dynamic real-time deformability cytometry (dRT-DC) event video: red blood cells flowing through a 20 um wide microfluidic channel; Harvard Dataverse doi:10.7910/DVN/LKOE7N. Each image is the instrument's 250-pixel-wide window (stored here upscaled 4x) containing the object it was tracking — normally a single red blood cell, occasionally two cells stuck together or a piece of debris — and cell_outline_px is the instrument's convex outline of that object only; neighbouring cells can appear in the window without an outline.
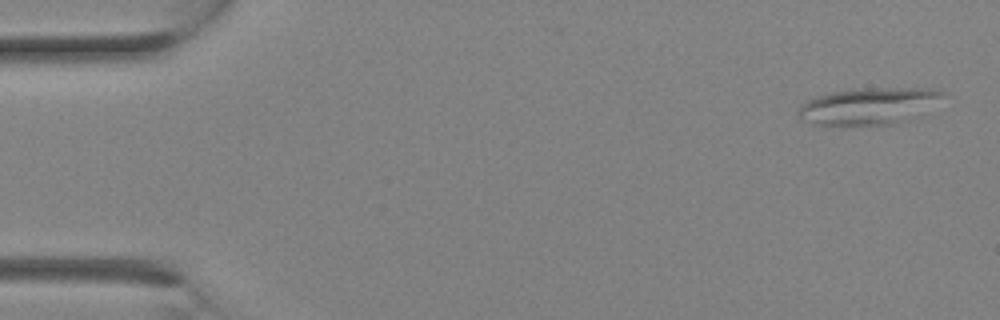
{"species": "Egyptian fruit bat (a non-hibernating species)", "species_latin": "Rousettus aegyptiacus", "temperature_condition": "room temperature", "stored_images_in_passage": 14, "camera_frame_rate_fps": 3000, "um_per_image_px": 0.085, "animal": {"sex": "female"}, "frame": {"image": 1, "passage_image": 1, "time_ms": 0.0, "image_size_px": [1000, 320], "cell_outline_px": [[948, 92], [900, 120], [892, 124], [816, 124], [800, 116], [796, 112], [808, 100], [828, 92], [852, 88], [936, 88]], "centroid_in_image_um": [73.71, 8.95], "position_along_channel_um": 11.3, "area_um2": 29.19}}
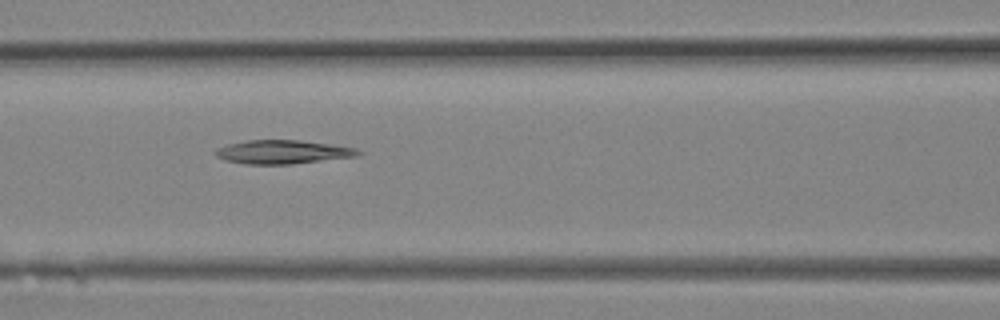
{"frame": {"image": 2, "passage_image": 11, "time_ms": 3.333, "image_size_px": [1000, 320], "cell_outline_px": [[364, 152], [356, 156], [292, 164], [244, 164], [224, 160], [216, 156], [212, 152], [216, 148], [228, 144], [244, 140], [300, 140], [356, 148]], "centroid_in_image_um": [23.97, 12.91], "position_along_channel_um": 142.6, "area_um2": 19.77}}
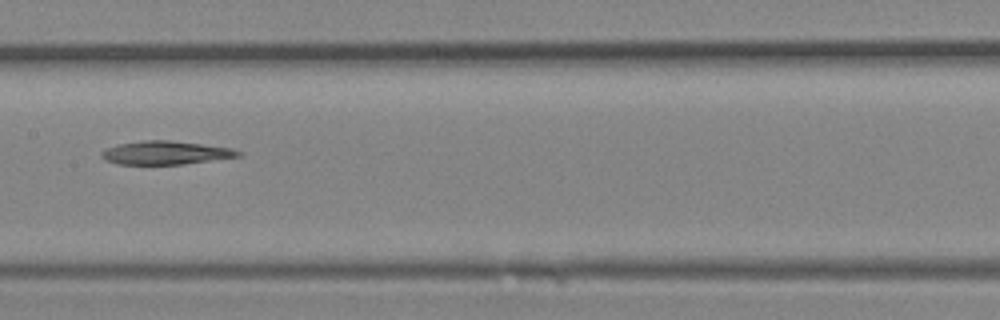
{"frame": {"image": 3, "passage_image": 13, "time_ms": 4.0, "image_size_px": [1000, 320], "cell_outline_px": [[244, 156], [184, 164], [116, 164], [104, 160], [100, 156], [100, 152], [116, 144], [144, 140], [168, 140], [232, 148], [244, 152]], "centroid_in_image_um": [14.09, 12.99], "position_along_channel_um": 193.3, "area_um2": 18.84}}